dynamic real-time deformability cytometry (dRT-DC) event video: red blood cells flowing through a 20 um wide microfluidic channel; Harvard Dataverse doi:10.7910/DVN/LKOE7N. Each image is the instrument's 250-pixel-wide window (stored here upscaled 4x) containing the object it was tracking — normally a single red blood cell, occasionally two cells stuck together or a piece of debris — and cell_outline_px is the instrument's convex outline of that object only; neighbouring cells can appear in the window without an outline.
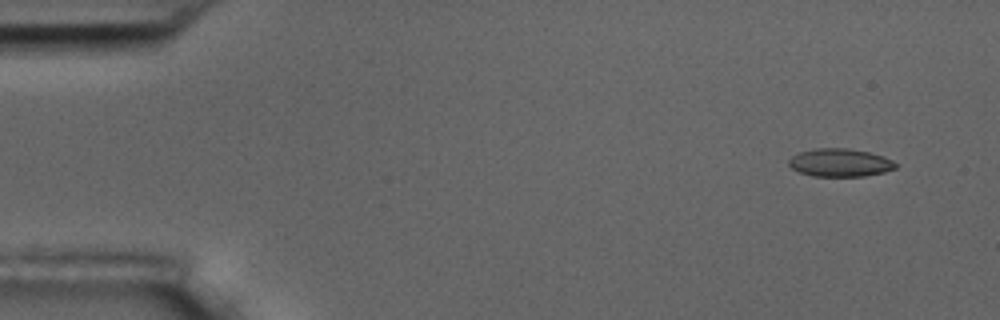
{"species": "common noctule bat (a hibernating species)", "species_latin": "Nyctalus noctula", "temperature_condition": "room temperature", "stored_images_in_passage": 5, "camera_frame_rate_fps": 3000, "um_per_image_px": 0.085, "animal": {"sex": "male", "body_mass_g": 17.5, "forearm_length_mm": 52.3}, "frame": {"image": 1, "passage_image": 1, "time_ms": 0.0, "image_size_px": [1000, 320], "cell_outline_px": [[896, 168], [884, 172], [864, 176], [812, 176], [800, 172], [792, 168], [788, 164], [788, 160], [792, 156], [800, 152], [816, 148], [844, 148], [868, 152], [884, 156], [892, 160], [896, 164]], "centroid_in_image_um": [71.39, 13.83], "position_along_channel_um": 13.6, "area_um2": 17.34}}
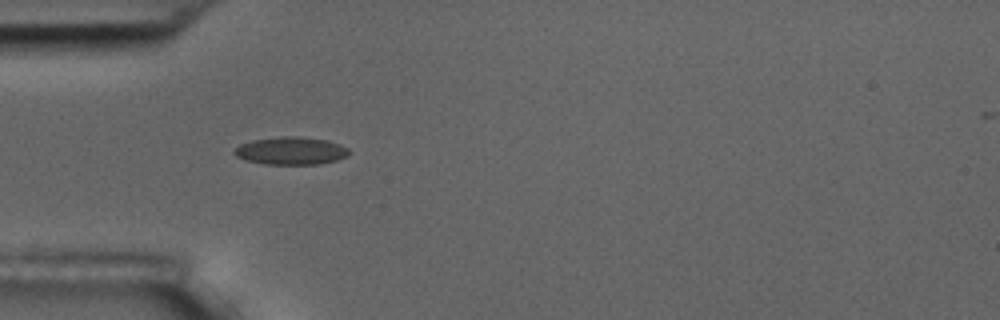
{"frame": {"image": 2, "passage_image": 4, "time_ms": 4.333, "image_size_px": [1000, 320], "cell_outline_px": [[352, 152], [348, 156], [336, 160], [320, 164], [264, 164], [248, 160], [236, 156], [232, 152], [240, 144], [252, 140], [280, 136], [296, 136], [328, 140], [340, 144], [348, 148]], "centroid_in_image_um": [24.77, 12.81], "position_along_channel_um": 60.2, "area_um2": 18.61}}